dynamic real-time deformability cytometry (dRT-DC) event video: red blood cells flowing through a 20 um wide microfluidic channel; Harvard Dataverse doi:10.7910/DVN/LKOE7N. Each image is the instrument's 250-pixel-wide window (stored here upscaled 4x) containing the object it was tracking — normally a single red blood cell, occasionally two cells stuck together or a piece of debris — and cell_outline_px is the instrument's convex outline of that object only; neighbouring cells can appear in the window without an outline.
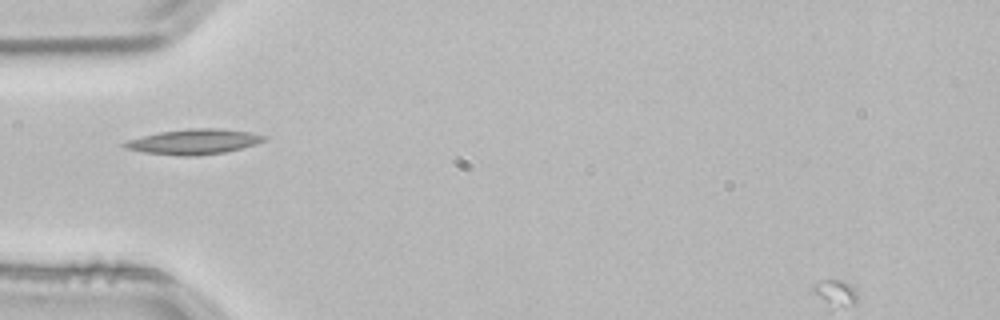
{"species": "common noctule bat (a hibernating species)", "species_latin": "Nyctalus noctula", "temperature_condition": "room temperature", "stored_images_in_passage": 2, "camera_frame_rate_fps": 3000, "um_per_image_px": 0.085, "animal": {"sex": "male", "body_mass_g": 21.5, "forearm_length_mm": 52.0}, "frame": {"image": 1, "passage_image": 2, "time_ms": 0.333, "image_size_px": [1000, 320], "cell_outline_px": [[268, 136], [264, 140], [256, 144], [224, 152], [196, 156], [176, 156], [144, 152], [124, 148], [120, 144], [128, 140], [140, 136], [160, 132], [188, 128], [220, 128], [252, 132]], "centroid_in_image_um": [16.46, 12.04], "position_along_channel_um": 68.5, "area_um2": 20.63}}